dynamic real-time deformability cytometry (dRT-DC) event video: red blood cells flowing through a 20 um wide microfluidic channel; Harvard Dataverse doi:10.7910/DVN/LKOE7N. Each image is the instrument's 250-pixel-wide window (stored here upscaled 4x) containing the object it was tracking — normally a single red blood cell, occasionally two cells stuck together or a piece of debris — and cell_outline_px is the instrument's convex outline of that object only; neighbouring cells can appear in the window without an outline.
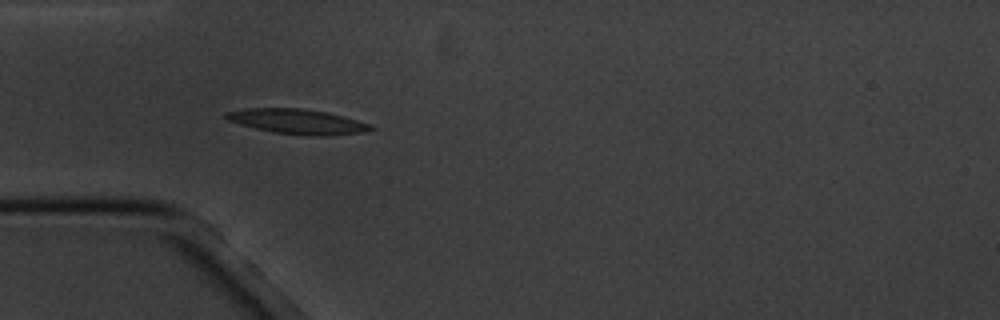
{"species": "common noctule bat (a hibernating species)", "species_latin": "Nyctalus noctula", "temperature_condition": "cold", "stored_images_in_passage": 3, "camera_frame_rate_fps": 3000, "um_per_image_px": 0.085, "animal": {"sex": "male", "body_mass_g": 20.1, "forearm_length_mm": 53.5}, "frame": {"image": 1, "passage_image": 1, "time_ms": 0.0, "image_size_px": [1000, 320], "cell_outline_px": [[376, 128], [364, 132], [328, 136], [308, 136], [276, 132], [256, 128], [240, 124], [228, 120], [224, 116], [224, 112], [244, 108], [300, 108], [328, 112], [356, 120], [368, 124]], "centroid_in_image_um": [25.27, 10.33], "position_along_channel_um": 59.7, "area_um2": 20.92}}
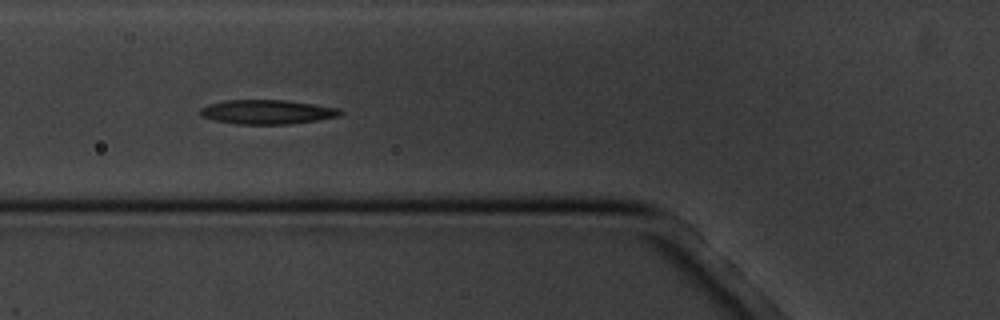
{"frame": {"image": 2, "passage_image": 2, "time_ms": 1.333, "image_size_px": [1000, 320], "cell_outline_px": [[344, 112], [340, 116], [316, 120], [288, 124], [236, 124], [216, 120], [200, 116], [200, 108], [208, 104], [228, 100], [284, 100], [340, 108]], "centroid_in_image_um": [22.71, 9.51], "position_along_channel_um": 103.1, "area_um2": 19.71}}
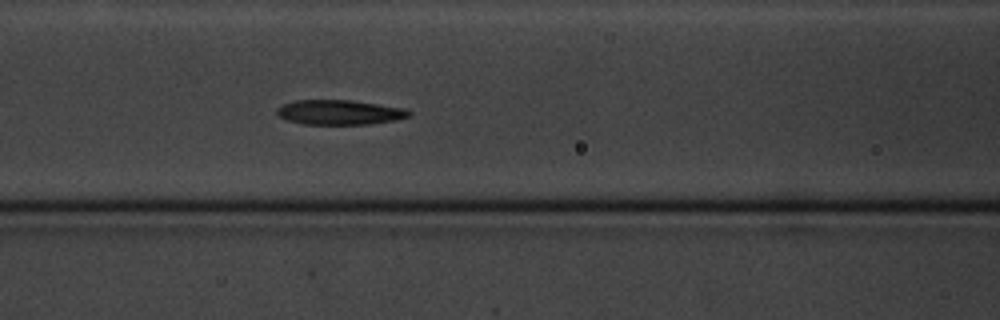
{"frame": {"image": 3, "passage_image": 3, "time_ms": 2.333, "image_size_px": [1000, 320], "cell_outline_px": [[412, 116], [396, 120], [368, 124], [304, 124], [288, 120], [280, 116], [276, 112], [276, 108], [284, 104], [296, 100], [352, 100], [408, 108], [412, 112]], "centroid_in_image_um": [28.94, 9.54], "position_along_channel_um": 137.7, "area_um2": 19.19}}